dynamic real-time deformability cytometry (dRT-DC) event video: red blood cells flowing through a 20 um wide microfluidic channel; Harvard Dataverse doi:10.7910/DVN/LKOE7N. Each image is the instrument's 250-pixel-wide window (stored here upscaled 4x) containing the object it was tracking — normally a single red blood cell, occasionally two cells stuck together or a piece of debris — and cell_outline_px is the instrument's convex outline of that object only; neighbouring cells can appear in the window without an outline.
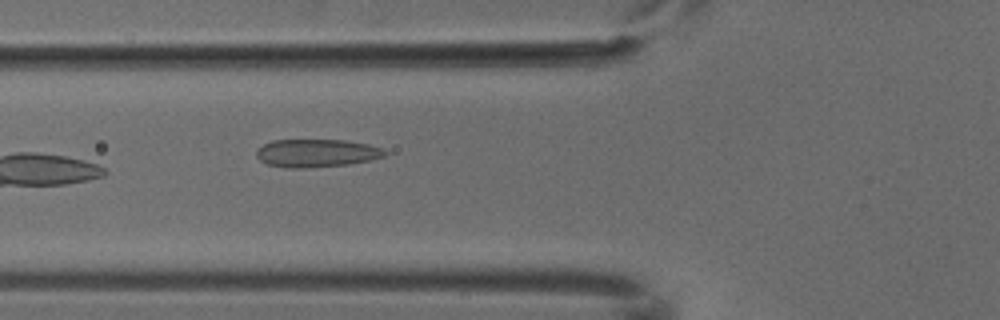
{"species": "common noctule bat (a hibernating species)", "species_latin": "Nyctalus noctula", "temperature_condition": "cold", "stored_images_in_passage": 6, "camera_frame_rate_fps": 3000, "um_per_image_px": 0.085, "animal": {"sex": "male", "body_mass_g": 18.8}, "frame": {"image": 1, "passage_image": 6, "time_ms": 1.667, "image_size_px": [1000, 320], "cell_outline_px": [[388, 152], [384, 156], [372, 160], [348, 164], [304, 168], [284, 168], [268, 164], [260, 160], [256, 156], [256, 148], [272, 140], [344, 140], [368, 144], [384, 148]], "centroid_in_image_um": [26.91, 13.01], "position_along_channel_um": 98.9, "area_um2": 21.1}}